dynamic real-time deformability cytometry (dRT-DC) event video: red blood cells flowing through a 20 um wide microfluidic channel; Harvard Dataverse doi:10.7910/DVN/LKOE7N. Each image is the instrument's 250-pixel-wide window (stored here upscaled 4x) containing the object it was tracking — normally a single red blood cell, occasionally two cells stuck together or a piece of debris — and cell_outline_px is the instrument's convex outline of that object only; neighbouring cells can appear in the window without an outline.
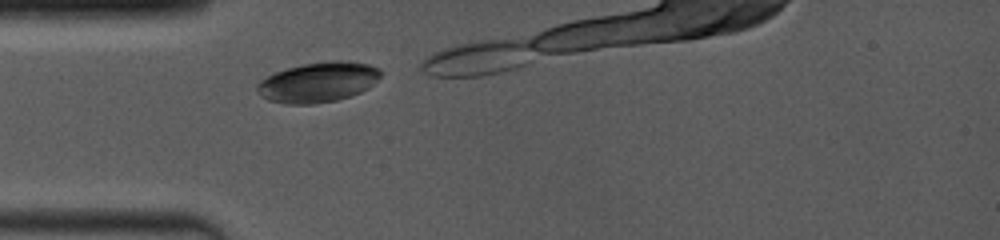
{"species": "common noctule bat (a hibernating species)", "species_latin": "Nyctalus noctula", "temperature_condition": "room temperature", "stored_images_in_passage": 5, "camera_frame_rate_fps": 4000, "um_per_image_px": 0.085, "animal": {"sex": "female", "body_mass_g": 19.0, "forearm_length_mm": 53.3}, "frame": {"image": 1, "passage_image": 1, "time_ms": 0.0, "image_size_px": [1000, 240], "cell_outline_px": [[380, 76], [368, 88], [360, 92], [336, 100], [312, 104], [288, 104], [268, 100], [260, 96], [256, 92], [256, 84], [260, 80], [276, 72], [288, 68], [304, 64], [332, 60], [348, 60], [368, 64], [380, 68]], "centroid_in_image_um": [27.01, 6.98], "position_along_channel_um": 58.0, "area_um2": 28.78}}